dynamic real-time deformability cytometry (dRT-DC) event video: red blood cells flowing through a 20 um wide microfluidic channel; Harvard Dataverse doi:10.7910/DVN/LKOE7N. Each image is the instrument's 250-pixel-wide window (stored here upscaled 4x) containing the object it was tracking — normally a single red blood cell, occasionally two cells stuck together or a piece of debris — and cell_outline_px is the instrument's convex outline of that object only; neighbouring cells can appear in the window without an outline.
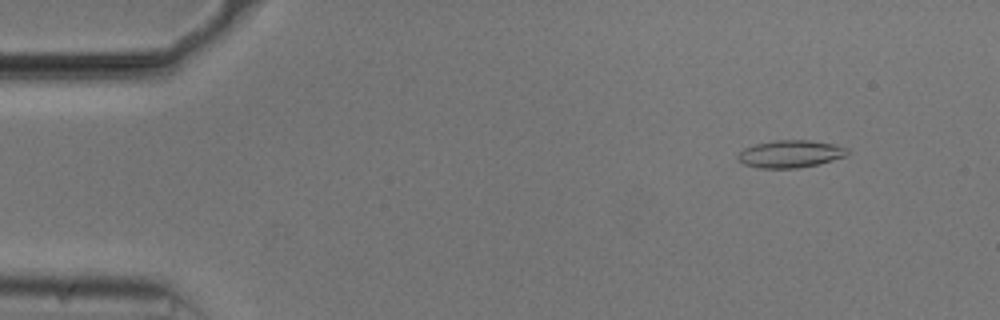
{"species": "common noctule bat (a hibernating species)", "species_latin": "Nyctalus noctula", "temperature_condition": "cold", "stored_images_in_passage": 54, "camera_frame_rate_fps": 3000, "um_per_image_px": 0.085, "animal": {"sex": "male", "body_mass_g": 20.5, "forearm_length_mm": 52.5}, "frame": {"image": 1, "passage_image": 6, "time_ms": 1.667, "image_size_px": [1000, 320], "cell_outline_px": [[848, 156], [820, 164], [796, 168], [760, 168], [740, 164], [736, 160], [736, 156], [744, 148], [756, 144], [776, 140], [808, 140], [832, 144], [848, 148]], "centroid_in_image_um": [67.16, 13.1], "position_along_channel_um": 17.8, "area_um2": 17.69}}
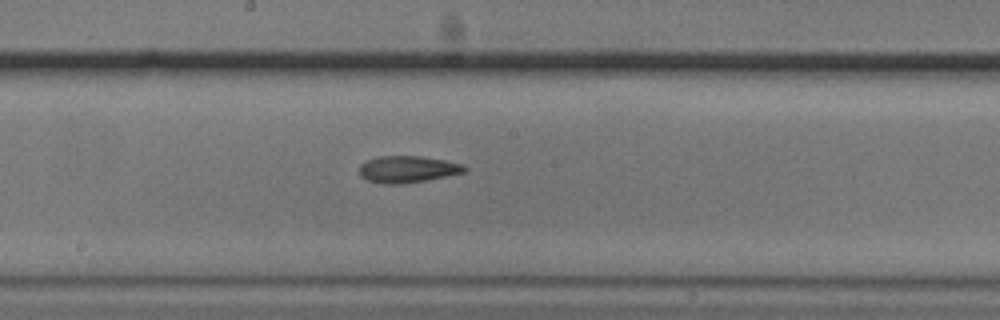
{"frame": {"image": 2, "passage_image": 29, "time_ms": 9.333, "image_size_px": [1000, 320], "cell_outline_px": [[468, 168], [464, 172], [424, 180], [400, 184], [384, 184], [368, 180], [360, 176], [360, 164], [364, 160], [376, 156], [420, 156], [444, 160], [464, 164]], "centroid_in_image_um": [34.6, 14.37], "position_along_channel_um": 213.6, "area_um2": 16.36}}
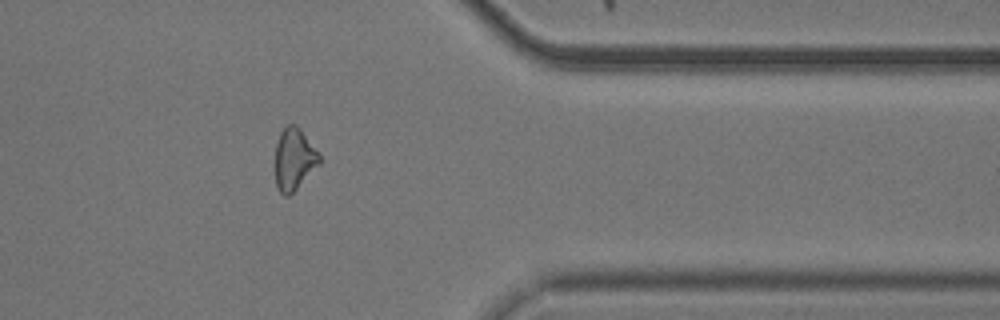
{"frame": {"image": 3, "passage_image": 44, "time_ms": 14.333, "image_size_px": [1000, 320], "cell_outline_px": [[320, 164], [288, 196], [284, 196], [280, 192], [276, 184], [276, 144], [280, 132], [284, 124], [296, 124], [300, 128], [320, 156]], "centroid_in_image_um": [24.98, 13.49], "position_along_channel_um": 386.4, "area_um2": 15.72}, "authors_computed_cell_mechanics": {"area_um2": 16.7042, "velocity_mm_per_s": 3.7524, "shape_relaxation_time_tau1_ms": 11.1221, "shape_relaxation_time_tau2_ms": 5.8309, "deformation_change_tau1": 0.1926, "deformation_change_tau2": 0.1569}}